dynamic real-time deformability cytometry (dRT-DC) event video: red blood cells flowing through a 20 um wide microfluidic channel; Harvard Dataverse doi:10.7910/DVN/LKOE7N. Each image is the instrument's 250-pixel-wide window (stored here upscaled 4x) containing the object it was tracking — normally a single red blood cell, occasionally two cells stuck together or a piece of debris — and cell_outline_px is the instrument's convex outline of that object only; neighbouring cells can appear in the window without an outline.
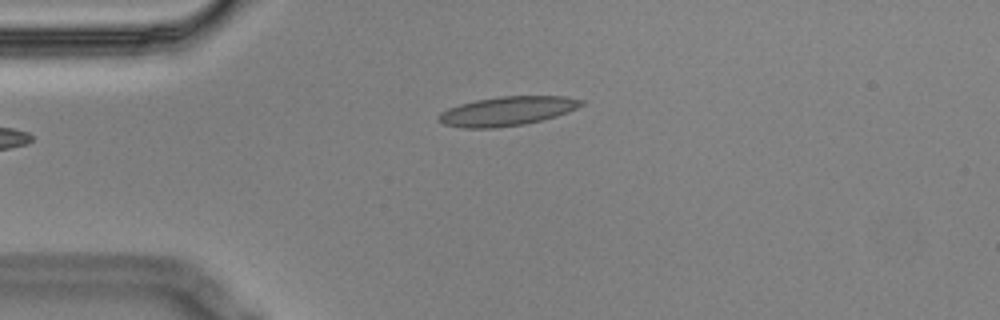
{"species": "Egyptian fruit bat (a non-hibernating species)", "species_latin": "Rousettus aegyptiacus", "temperature_condition": "cold", "stored_images_in_passage": 4, "camera_frame_rate_fps": 3000, "um_per_image_px": 0.085, "animal": {"sex": "male"}, "frame": {"image": 1, "passage_image": 4, "time_ms": 1.0, "image_size_px": [1000, 320], "cell_outline_px": [[584, 104], [568, 112], [556, 116], [524, 124], [496, 128], [464, 128], [444, 124], [436, 120], [436, 116], [440, 112], [448, 108], [460, 104], [476, 100], [500, 96], [564, 96], [584, 100]], "centroid_in_image_um": [43.07, 9.44], "position_along_channel_um": 41.9, "area_um2": 24.28}}